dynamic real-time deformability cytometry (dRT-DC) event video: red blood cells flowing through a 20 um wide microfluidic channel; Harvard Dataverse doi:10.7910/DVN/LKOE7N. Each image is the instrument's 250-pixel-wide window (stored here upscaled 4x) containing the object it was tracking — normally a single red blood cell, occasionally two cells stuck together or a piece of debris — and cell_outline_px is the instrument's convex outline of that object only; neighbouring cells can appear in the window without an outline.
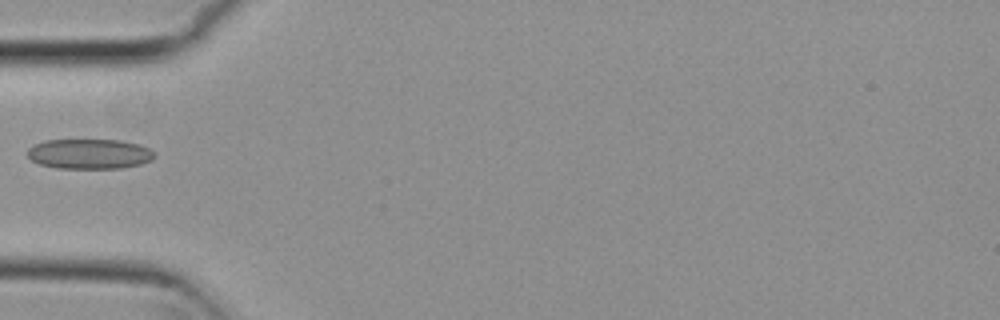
{"species": "common noctule bat (a hibernating species)", "species_latin": "Nyctalus noctula", "temperature_condition": "cold", "stored_images_in_passage": 5, "camera_frame_rate_fps": 3000, "um_per_image_px": 0.085, "animal": {"sex": "female", "body_mass_g": 29.2, "forearm_length_mm": 56.3}, "frame": {"image": 1, "passage_image": 4, "time_ms": 1.0, "image_size_px": [1000, 320], "cell_outline_px": [[156, 156], [152, 160], [140, 164], [120, 168], [56, 168], [40, 164], [32, 160], [28, 156], [28, 148], [32, 144], [44, 140], [120, 140], [140, 144], [156, 152]], "centroid_in_image_um": [7.61, 13.07], "position_along_channel_um": 77.4, "area_um2": 22.37}}
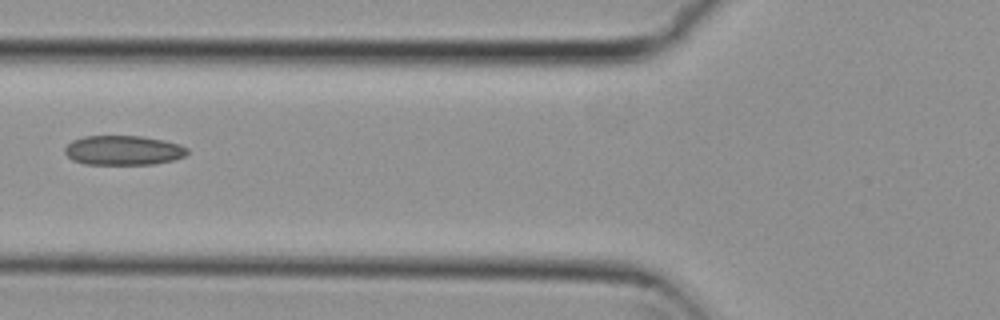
{"frame": {"image": 2, "passage_image": 5, "time_ms": 1.333, "image_size_px": [1000, 320], "cell_outline_px": [[188, 152], [184, 156], [172, 160], [156, 164], [84, 164], [72, 160], [64, 152], [64, 148], [72, 140], [84, 136], [140, 136], [164, 140], [180, 144], [188, 148]], "centroid_in_image_um": [10.47, 12.77], "position_along_channel_um": 115.3, "area_um2": 21.15}}